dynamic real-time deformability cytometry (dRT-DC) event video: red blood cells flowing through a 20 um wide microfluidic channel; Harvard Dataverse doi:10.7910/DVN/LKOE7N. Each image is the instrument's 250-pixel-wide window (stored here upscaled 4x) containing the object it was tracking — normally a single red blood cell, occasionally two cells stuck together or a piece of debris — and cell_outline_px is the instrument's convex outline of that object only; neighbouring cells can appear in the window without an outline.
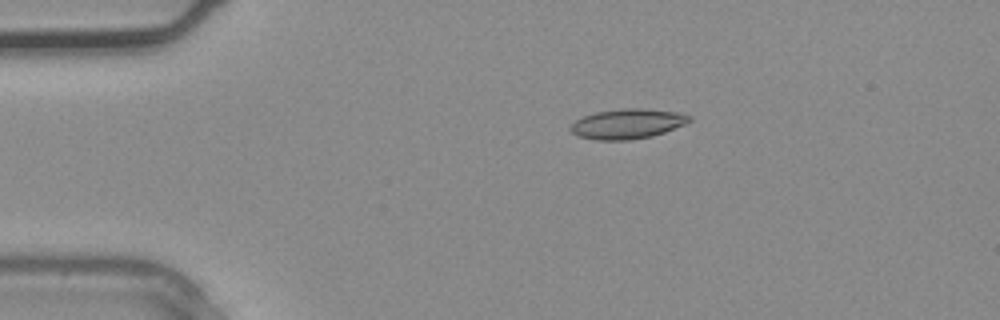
{"species": "common noctule bat (a hibernating species)", "species_latin": "Nyctalus noctula", "temperature_condition": "warm", "stored_images_in_passage": 4, "camera_frame_rate_fps": 3000, "um_per_image_px": 0.085, "animal": {"sex": "male", "body_mass_g": 20.4}, "frame": {"image": 1, "passage_image": 2, "time_ms": 0.333, "image_size_px": [1000, 320], "cell_outline_px": [[692, 120], [684, 124], [664, 132], [652, 136], [628, 140], [596, 140], [580, 136], [572, 132], [568, 128], [576, 120], [584, 116], [596, 112], [624, 108], [644, 108], [676, 112], [692, 116]], "centroid_in_image_um": [53.33, 10.52], "position_along_channel_um": 31.7, "area_um2": 20.58}}
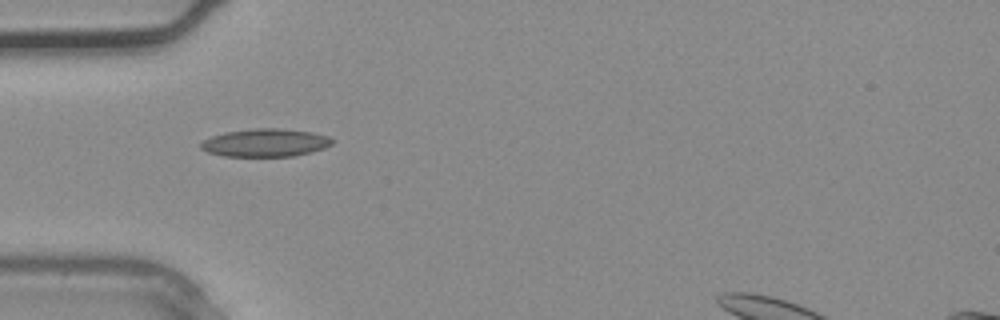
{"frame": {"image": 2, "passage_image": 3, "time_ms": 0.667, "image_size_px": [1000, 320], "cell_outline_px": [[336, 140], [332, 144], [324, 148], [312, 152], [296, 156], [224, 156], [208, 152], [200, 148], [200, 144], [204, 140], [212, 136], [224, 132], [252, 128], [276, 128], [312, 132], [328, 136]], "centroid_in_image_um": [22.58, 12.13], "position_along_channel_um": 62.4, "area_um2": 21.5}}
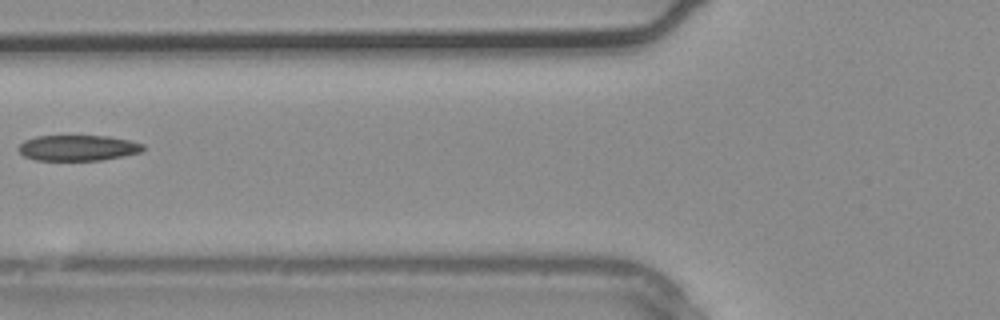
{"frame": {"image": 3, "passage_image": 4, "time_ms": 1.0, "image_size_px": [1000, 320], "cell_outline_px": [[144, 148], [140, 152], [124, 156], [100, 160], [36, 160], [24, 156], [20, 152], [20, 144], [24, 140], [36, 136], [108, 136], [128, 140], [144, 144]], "centroid_in_image_um": [6.63, 12.57], "position_along_channel_um": 119.2, "area_um2": 18.5}}